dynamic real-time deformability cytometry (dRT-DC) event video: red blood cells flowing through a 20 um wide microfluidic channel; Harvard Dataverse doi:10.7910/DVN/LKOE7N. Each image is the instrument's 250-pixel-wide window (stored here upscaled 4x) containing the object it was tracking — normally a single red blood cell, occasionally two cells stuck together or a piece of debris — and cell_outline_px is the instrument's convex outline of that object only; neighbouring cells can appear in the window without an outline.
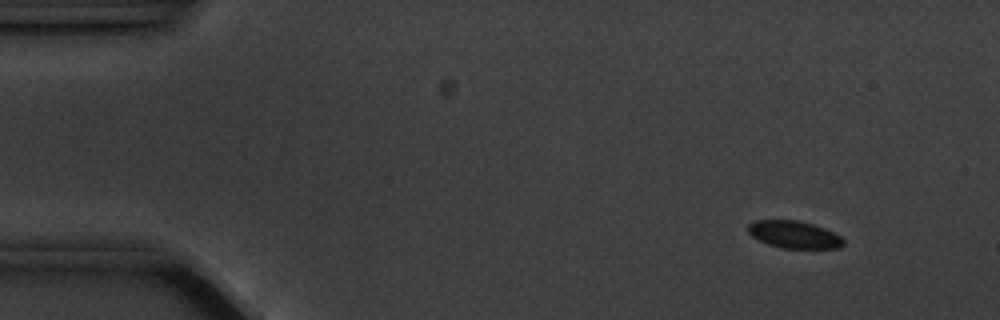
{"species": "common noctule bat (a hibernating species)", "species_latin": "Nyctalus noctula", "temperature_condition": "cold", "stored_images_in_passage": 5, "camera_frame_rate_fps": 3000, "um_per_image_px": 0.085, "animal": {"sex": "male", "body_mass_g": 20.1, "forearm_length_mm": 53.5}, "frame": {"image": 1, "passage_image": 1, "time_ms": 0.0, "image_size_px": [1000, 320], "cell_outline_px": [[844, 244], [840, 248], [780, 248], [768, 244], [752, 236], [748, 232], [748, 224], [752, 220], [796, 220], [812, 224], [824, 228], [840, 236], [844, 240]], "centroid_in_image_um": [67.48, 19.93], "position_along_channel_um": 17.5, "area_um2": 15.14}}